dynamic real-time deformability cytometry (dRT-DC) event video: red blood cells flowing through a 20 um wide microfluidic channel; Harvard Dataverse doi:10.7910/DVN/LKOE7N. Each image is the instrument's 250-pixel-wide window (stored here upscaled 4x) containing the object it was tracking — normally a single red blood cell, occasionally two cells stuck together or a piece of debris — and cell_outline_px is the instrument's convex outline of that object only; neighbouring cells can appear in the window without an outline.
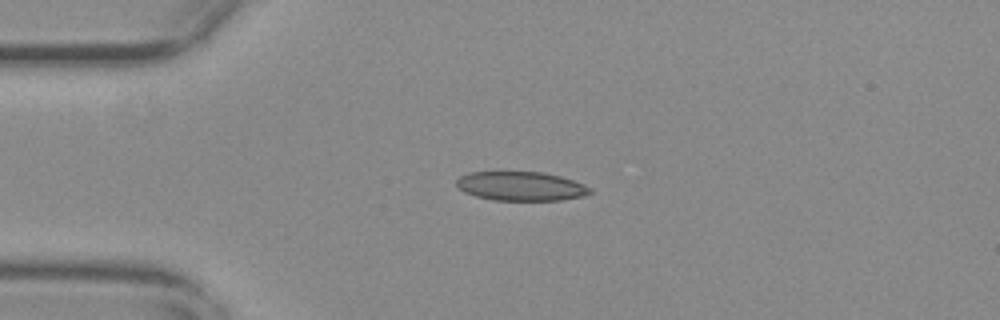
{"species": "common noctule bat (a hibernating species)", "species_latin": "Nyctalus noctula", "temperature_condition": "warm", "stored_images_in_passage": 43, "camera_frame_rate_fps": 3000, "um_per_image_px": 0.085, "animal": {"sex": "female", "body_mass_g": 29.2, "forearm_length_mm": 56.3}, "frame": {"image": 1, "passage_image": 1, "time_ms": 0.0, "image_size_px": [1000, 320], "cell_outline_px": [[592, 192], [584, 196], [560, 200], [492, 200], [476, 196], [464, 192], [456, 184], [456, 180], [460, 176], [472, 172], [540, 172], [560, 176], [584, 184], [592, 188]], "centroid_in_image_um": [44.29, 15.83], "position_along_channel_um": 40.7, "area_um2": 22.54}}
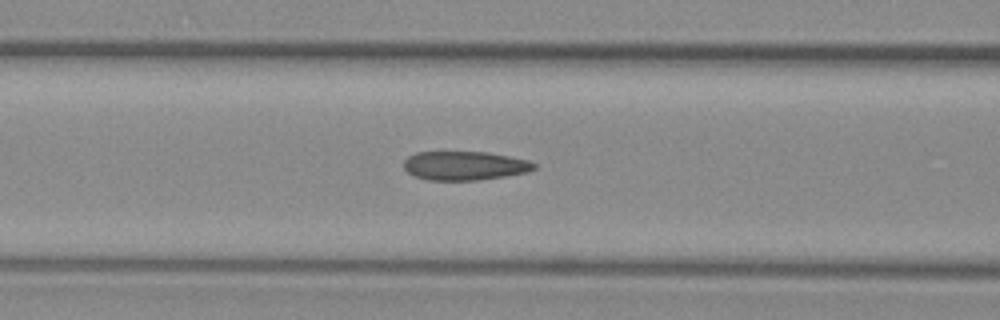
{"frame": {"image": 2, "passage_image": 10, "time_ms": 3.0, "image_size_px": [1000, 320], "cell_outline_px": [[536, 168], [528, 172], [504, 176], [476, 180], [428, 180], [416, 176], [408, 172], [404, 168], [404, 160], [408, 156], [416, 152], [488, 152], [528, 160], [536, 164]], "centroid_in_image_um": [39.49, 14.08], "position_along_channel_um": 127.1, "area_um2": 21.85}}
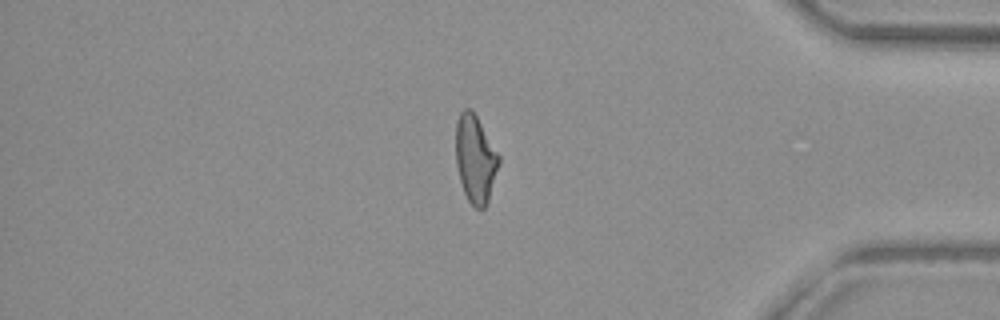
{"frame": {"image": 3, "passage_image": 34, "time_ms": 11.0, "image_size_px": [1000, 320], "cell_outline_px": [[500, 160], [488, 200], [484, 208], [476, 208], [468, 200], [464, 192], [460, 180], [456, 164], [456, 124], [460, 112], [464, 108], [472, 108], [500, 156]], "centroid_in_image_um": [40.39, 13.47], "position_along_channel_um": 394.8, "area_um2": 21.79}, "authors_computed_cell_mechanics": {"area_um2": 21.964, "velocity_mm_per_s": 2.8665, "shape_relaxation_time_tau1_ms": 4.5711, "shape_relaxation_time_tau2_ms": null, "deformation_change_tau1": 0.2618, "deformation_change_tau2": null}}